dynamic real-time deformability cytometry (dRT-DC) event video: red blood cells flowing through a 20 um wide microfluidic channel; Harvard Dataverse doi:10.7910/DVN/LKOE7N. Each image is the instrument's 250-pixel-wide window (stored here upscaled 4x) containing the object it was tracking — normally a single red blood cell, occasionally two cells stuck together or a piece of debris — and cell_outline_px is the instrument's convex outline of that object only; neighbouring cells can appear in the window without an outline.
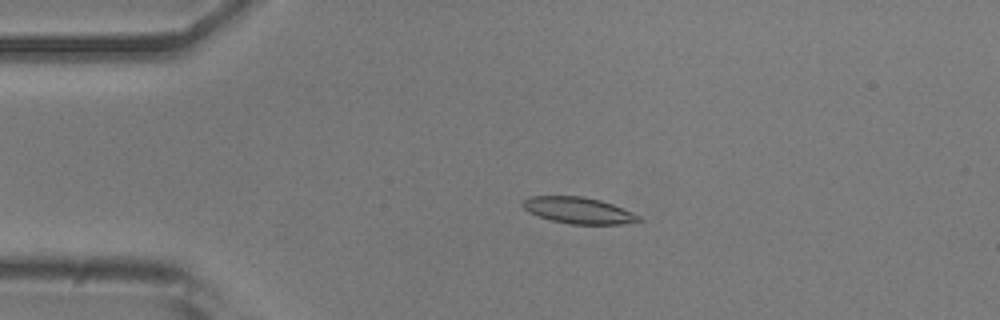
{"species": "common noctule bat (a hibernating species)", "species_latin": "Nyctalus noctula", "temperature_condition": "room temperature", "stored_images_in_passage": 51, "camera_frame_rate_fps": 3000, "um_per_image_px": 0.085, "animal": {"sex": "male", "body_mass_g": 20.5, "forearm_length_mm": 52.5}, "frame": {"image": 1, "passage_image": 9, "time_ms": 2.667, "image_size_px": [1000, 320], "cell_outline_px": [[644, 220], [624, 224], [572, 224], [552, 220], [528, 212], [520, 204], [528, 196], [584, 196], [600, 200], [612, 204], [632, 212], [640, 216]], "centroid_in_image_um": [49.17, 17.88], "position_along_channel_um": 35.8, "area_um2": 17.8}}
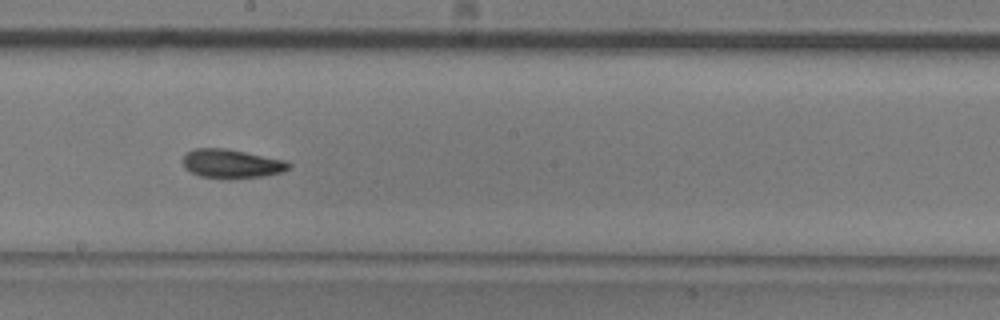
{"frame": {"image": 2, "passage_image": 27, "time_ms": 8.667, "image_size_px": [1000, 320], "cell_outline_px": [[292, 164], [284, 172], [264, 176], [200, 176], [184, 168], [184, 156], [188, 152], [196, 148], [224, 148], [288, 160]], "centroid_in_image_um": [19.74, 13.87], "position_along_channel_um": 228.5, "area_um2": 17.17}}
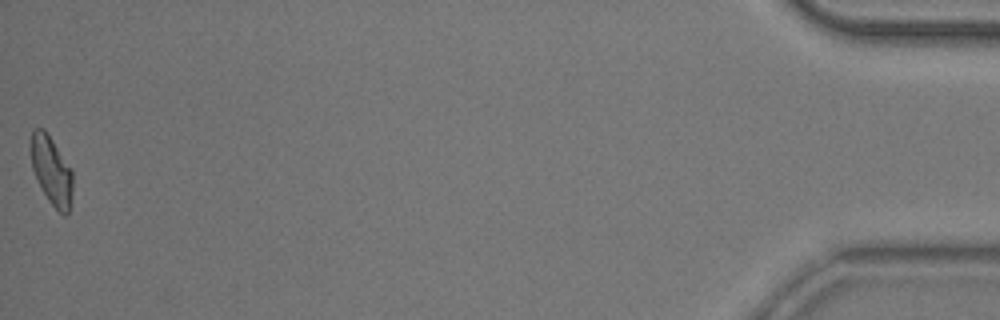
{"frame": {"image": 3, "passage_image": 51, "time_ms": 16.667, "image_size_px": [1000, 320], "cell_outline_px": [[72, 192], [68, 212], [64, 216], [48, 200], [32, 168], [28, 148], [28, 144], [32, 128], [44, 128], [52, 140], [72, 172]], "centroid_in_image_um": [4.31, 14.43], "position_along_channel_um": 430.9, "area_um2": 16.59}, "authors_computed_cell_mechanics": {"area_um2": 17.5134, "velocity_mm_per_s": 3.7697, "shape_relaxation_time_tau1_ms": 7.1856, "shape_relaxation_time_tau2_ms": 2.8575, "deformation_change_tau1": 0.1779, "deformation_change_tau2": 0.0891}}